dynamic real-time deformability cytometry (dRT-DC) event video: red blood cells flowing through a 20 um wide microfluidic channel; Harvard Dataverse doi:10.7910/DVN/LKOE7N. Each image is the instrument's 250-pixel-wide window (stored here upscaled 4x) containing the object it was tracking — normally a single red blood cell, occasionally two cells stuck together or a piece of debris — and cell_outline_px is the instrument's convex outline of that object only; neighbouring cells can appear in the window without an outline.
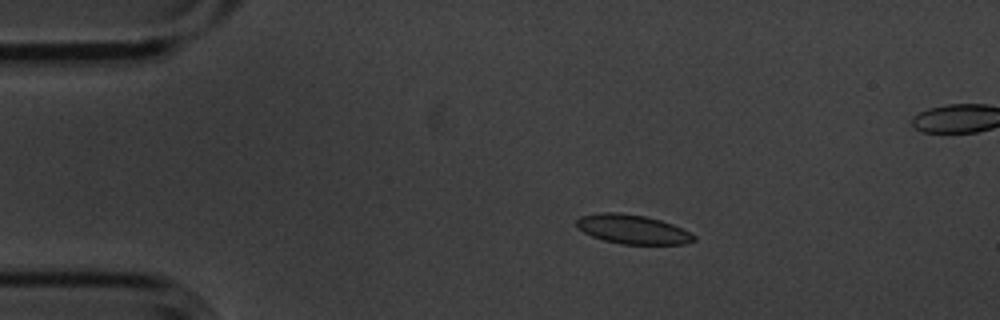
{"species": "common noctule bat (a hibernating species)", "species_latin": "Nyctalus noctula", "temperature_condition": "cold", "stored_images_in_passage": 10, "camera_frame_rate_fps": 3000, "um_per_image_px": 0.085, "animal": {"sex": "male", "body_mass_g": 20.1, "forearm_length_mm": 53.5}, "frame": {"image": 1, "passage_image": 4, "time_ms": 1.0, "image_size_px": [1000, 320], "cell_outline_px": [[696, 240], [684, 244], [620, 244], [604, 240], [592, 236], [584, 232], [576, 224], [576, 220], [580, 216], [600, 212], [620, 212], [644, 216], [660, 220], [672, 224], [696, 236]], "centroid_in_image_um": [53.76, 19.49], "position_along_channel_um": 31.2, "area_um2": 19.83}}
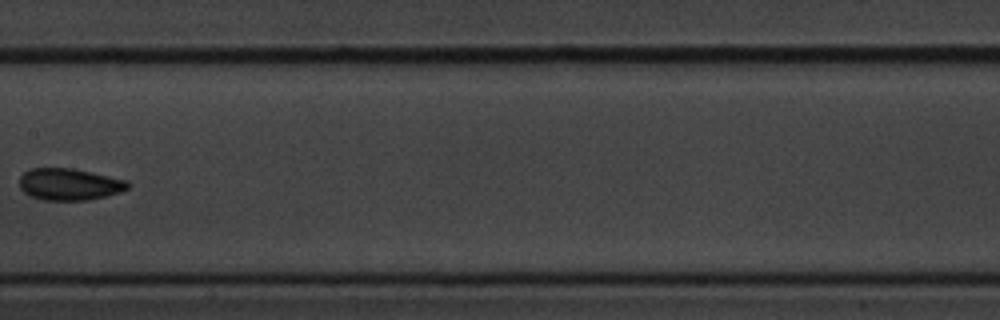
{"frame": {"image": 2, "passage_image": 9, "time_ms": 2.667, "image_size_px": [1000, 320], "cell_outline_px": [[128, 188], [120, 192], [88, 200], [44, 200], [32, 196], [24, 192], [20, 188], [20, 176], [24, 172], [32, 168], [72, 168], [128, 180]], "centroid_in_image_um": [5.88, 15.66], "position_along_channel_um": 201.5, "area_um2": 19.94}}
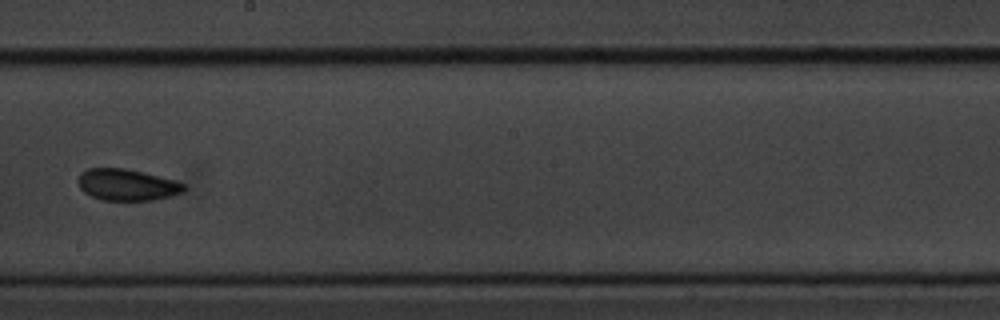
{"frame": {"image": 3, "passage_image": 10, "time_ms": 3.0, "image_size_px": [1000, 320], "cell_outline_px": [[188, 188], [184, 192], [172, 196], [156, 200], [100, 200], [84, 192], [80, 188], [76, 180], [80, 172], [88, 168], [124, 168], [176, 180], [184, 184]], "centroid_in_image_um": [10.8, 15.71], "position_along_channel_um": 237.4, "area_um2": 19.71}}